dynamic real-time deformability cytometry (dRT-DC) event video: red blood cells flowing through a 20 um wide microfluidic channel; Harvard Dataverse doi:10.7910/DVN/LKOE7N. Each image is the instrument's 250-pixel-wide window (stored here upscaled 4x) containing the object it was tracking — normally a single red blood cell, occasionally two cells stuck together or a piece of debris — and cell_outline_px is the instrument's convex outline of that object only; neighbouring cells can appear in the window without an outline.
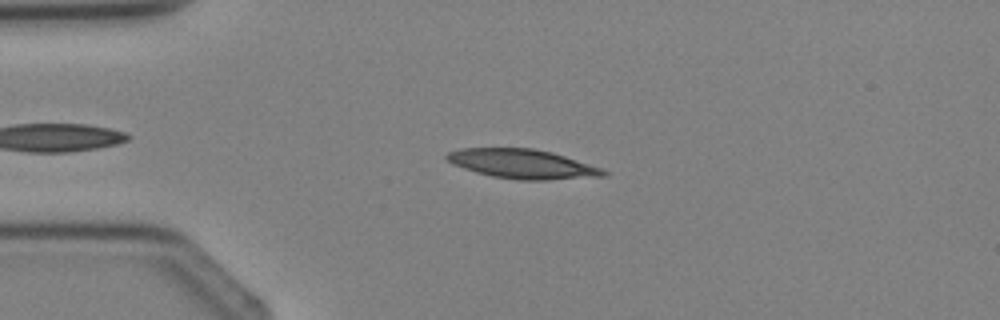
{"species": "Egyptian fruit bat (a non-hibernating species)", "species_latin": "Rousettus aegyptiacus", "temperature_condition": "cold", "stored_images_in_passage": 2, "camera_frame_rate_fps": 3000, "um_per_image_px": 0.085, "animal": {"sex": "female"}, "frame": {"image": 1, "passage_image": 1, "time_ms": 0.0, "image_size_px": [1000, 320], "cell_outline_px": [[608, 172], [604, 176], [548, 180], [520, 180], [492, 176], [476, 172], [452, 164], [444, 156], [448, 152], [460, 148], [532, 148], [552, 152], [600, 168]], "centroid_in_image_um": [44.36, 13.93], "position_along_channel_um": 40.6, "area_um2": 26.53}}